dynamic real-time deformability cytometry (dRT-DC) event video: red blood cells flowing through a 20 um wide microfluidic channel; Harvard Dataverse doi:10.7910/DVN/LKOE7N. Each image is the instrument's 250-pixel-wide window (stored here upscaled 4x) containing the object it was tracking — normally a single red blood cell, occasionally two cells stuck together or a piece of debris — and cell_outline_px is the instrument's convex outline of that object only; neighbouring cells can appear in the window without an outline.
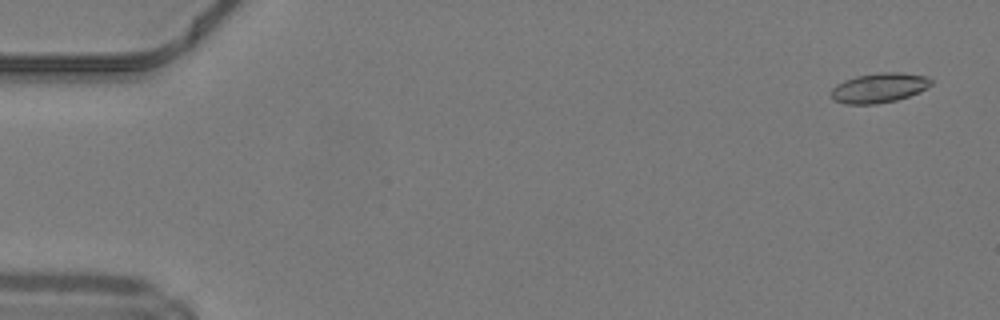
{"species": "common noctule bat (a hibernating species)", "species_latin": "Nyctalus noctula", "temperature_condition": "warm", "stored_images_in_passage": 48, "camera_frame_rate_fps": 3000, "um_per_image_px": 0.085, "animal": {"sex": "male", "body_mass_g": 19.2, "forearm_length_mm": 51.8}, "frame": {"image": 1, "passage_image": 1, "time_ms": 0.0, "image_size_px": [1000, 320], "cell_outline_px": [[932, 84], [920, 92], [896, 100], [876, 104], [844, 104], [832, 100], [828, 92], [836, 84], [844, 80], [856, 76], [880, 72], [900, 72], [928, 76], [932, 80]], "centroid_in_image_um": [74.68, 7.47], "position_along_channel_um": 10.3, "area_um2": 17.63}}
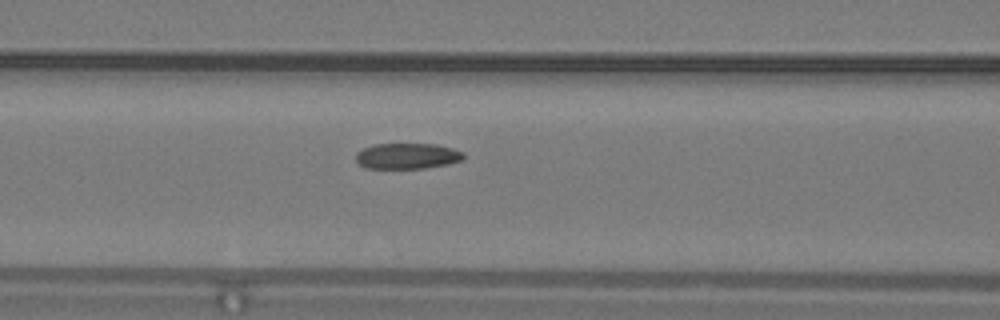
{"frame": {"image": 2, "passage_image": 20, "time_ms": 6.333, "image_size_px": [1000, 320], "cell_outline_px": [[464, 160], [448, 164], [424, 168], [364, 168], [356, 160], [356, 152], [372, 144], [436, 144], [452, 148], [464, 152]], "centroid_in_image_um": [34.63, 13.26], "position_along_channel_um": 132.0, "area_um2": 16.24}}
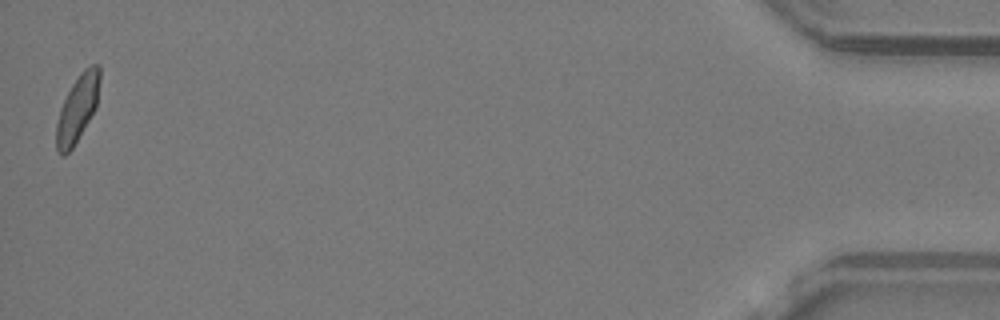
{"frame": {"image": 3, "passage_image": 48, "time_ms": 15.667, "image_size_px": [1000, 320], "cell_outline_px": [[100, 80], [96, 108], [72, 148], [64, 156], [60, 156], [56, 148], [56, 124], [60, 108], [72, 84], [80, 72], [84, 68], [92, 64], [100, 64]], "centroid_in_image_um": [6.59, 9.2], "position_along_channel_um": 428.6, "area_um2": 16.88}, "authors_computed_cell_mechanics": {"area_um2": 17.1088, "velocity_mm_per_s": 4.2114, "shape_relaxation_time_tau1_ms": 6.3096, "shape_relaxation_time_tau2_ms": 2.0256, "deformation_change_tau1": 0.153, "deformation_change_tau2": 0.084}}